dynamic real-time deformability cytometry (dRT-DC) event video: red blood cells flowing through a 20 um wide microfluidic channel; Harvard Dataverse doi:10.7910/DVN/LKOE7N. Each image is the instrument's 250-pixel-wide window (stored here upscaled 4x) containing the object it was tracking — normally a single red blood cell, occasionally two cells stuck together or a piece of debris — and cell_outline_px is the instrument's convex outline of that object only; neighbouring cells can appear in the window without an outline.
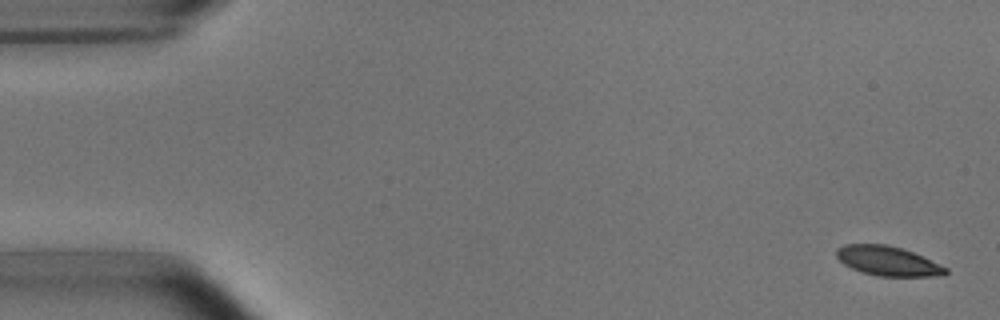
{"species": "common noctule bat (a hibernating species)", "species_latin": "Nyctalus noctula", "temperature_condition": "room temperature", "stored_images_in_passage": 3, "camera_frame_rate_fps": 3000, "um_per_image_px": 0.085, "animal": {"sex": "male", "body_mass_g": 15.6}, "frame": {"image": 1, "passage_image": 1, "time_ms": 0.0, "image_size_px": [1000, 320], "cell_outline_px": [[948, 272], [944, 276], [876, 276], [860, 272], [844, 264], [836, 256], [836, 248], [844, 244], [888, 244], [912, 252], [948, 268]], "centroid_in_image_um": [75.44, 22.19], "position_along_channel_um": 9.6, "area_um2": 18.79}}